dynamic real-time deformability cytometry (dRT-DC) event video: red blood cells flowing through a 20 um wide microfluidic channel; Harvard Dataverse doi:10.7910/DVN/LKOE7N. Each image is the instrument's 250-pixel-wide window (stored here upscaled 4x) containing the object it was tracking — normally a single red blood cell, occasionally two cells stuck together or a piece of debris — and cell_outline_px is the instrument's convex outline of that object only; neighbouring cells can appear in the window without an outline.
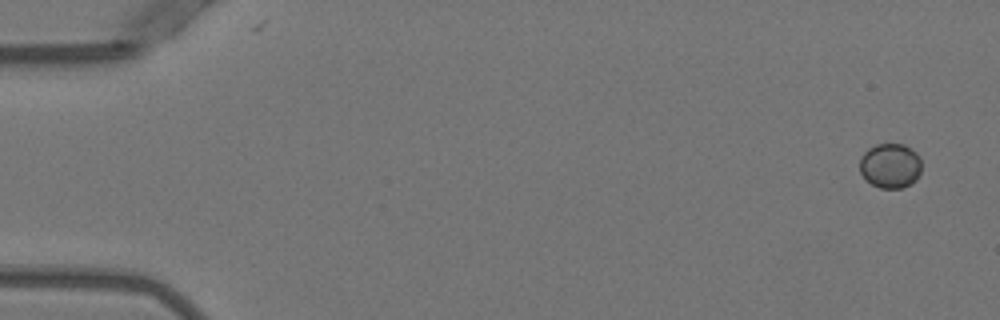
{"species": "Egyptian fruit bat (a non-hibernating species)", "species_latin": "Rousettus aegyptiacus", "temperature_condition": "warm", "stored_images_in_passage": 24, "camera_frame_rate_fps": 3000, "um_per_image_px": 0.085, "animal": {"sex": "female"}, "frame": {"image": 1, "passage_image": 1, "time_ms": 0.0, "image_size_px": [1000, 320], "cell_outline_px": [[920, 172], [916, 180], [912, 184], [900, 188], [880, 188], [872, 184], [860, 172], [860, 156], [868, 148], [876, 144], [904, 144], [916, 152], [920, 156]], "centroid_in_image_um": [75.68, 14.07], "position_along_channel_um": 9.3, "area_um2": 16.18}}
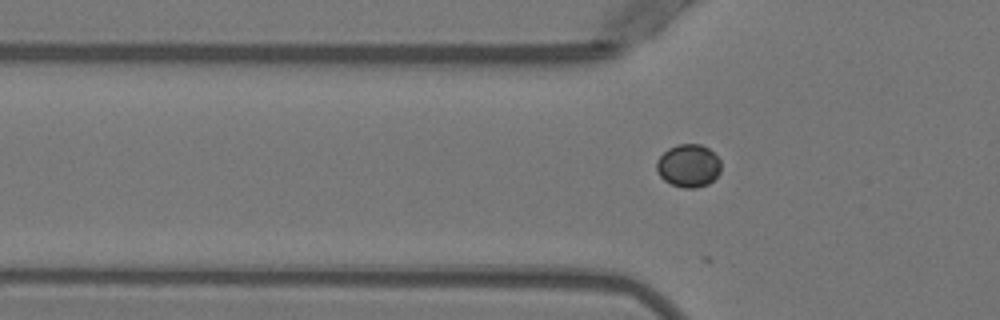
{"frame": {"image": 2, "passage_image": 16, "time_ms": 5.0, "image_size_px": [1000, 320], "cell_outline_px": [[720, 172], [708, 184], [696, 188], [684, 188], [672, 184], [664, 180], [660, 176], [656, 168], [656, 160], [668, 148], [676, 144], [700, 144], [708, 148], [720, 160]], "centroid_in_image_um": [58.5, 14.08], "position_along_channel_um": 67.3, "area_um2": 16.07}}
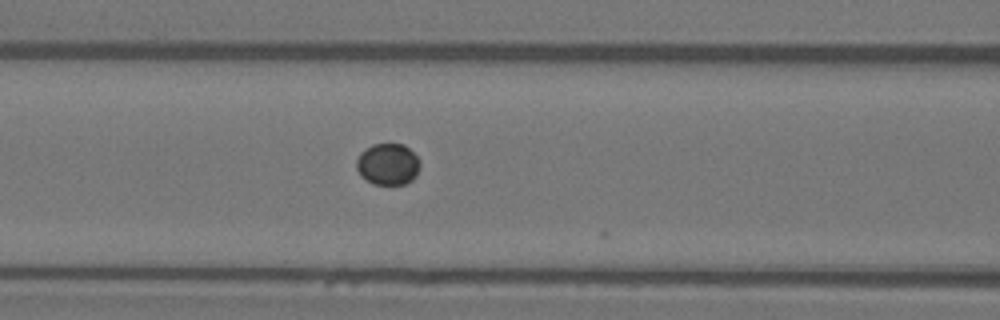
{"frame": {"image": 3, "passage_image": 21, "time_ms": 6.667, "image_size_px": [1000, 320], "cell_outline_px": [[420, 168], [416, 176], [412, 180], [404, 184], [372, 184], [360, 176], [356, 168], [356, 160], [360, 152], [372, 144], [404, 144], [420, 160]], "centroid_in_image_um": [32.96, 13.96], "position_along_channel_um": 133.6, "area_um2": 15.55}}